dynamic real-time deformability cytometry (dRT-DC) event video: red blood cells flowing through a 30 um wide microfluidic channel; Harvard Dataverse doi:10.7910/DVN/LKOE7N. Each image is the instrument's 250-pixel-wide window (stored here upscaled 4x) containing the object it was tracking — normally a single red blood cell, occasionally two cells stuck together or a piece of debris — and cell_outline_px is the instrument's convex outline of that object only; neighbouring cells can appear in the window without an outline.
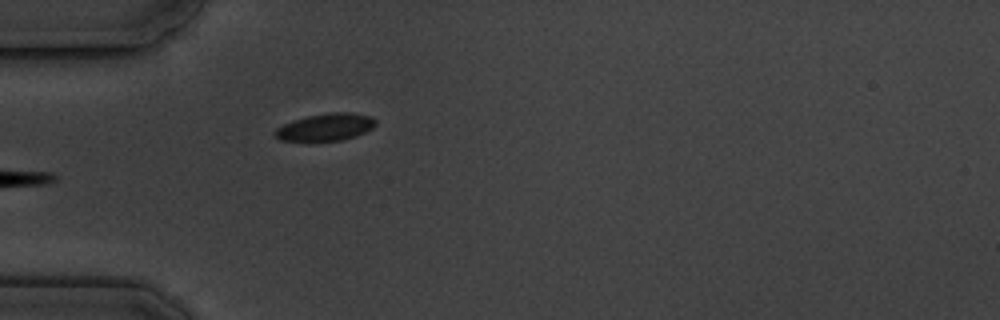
{"species": "common noctule bat (a hibernating species)", "species_latin": "Nyctalus noctula", "temperature_condition": "cold", "stored_images_in_passage": 5, "camera_frame_rate_fps": 3000, "um_per_image_px": 0.085, "animal": {"sex": "male", "body_mass_g": 19.5, "forearm_length_mm": 54.6}, "frame": {"image": 1, "passage_image": 5, "time_ms": 4.667, "image_size_px": [1000, 320], "cell_outline_px": [[376, 124], [372, 128], [356, 136], [344, 140], [308, 144], [280, 140], [272, 132], [276, 128], [292, 120], [308, 116], [332, 112], [352, 112], [372, 116], [376, 120]], "centroid_in_image_um": [27.63, 10.85], "position_along_channel_um": 57.4, "area_um2": 16.82}}